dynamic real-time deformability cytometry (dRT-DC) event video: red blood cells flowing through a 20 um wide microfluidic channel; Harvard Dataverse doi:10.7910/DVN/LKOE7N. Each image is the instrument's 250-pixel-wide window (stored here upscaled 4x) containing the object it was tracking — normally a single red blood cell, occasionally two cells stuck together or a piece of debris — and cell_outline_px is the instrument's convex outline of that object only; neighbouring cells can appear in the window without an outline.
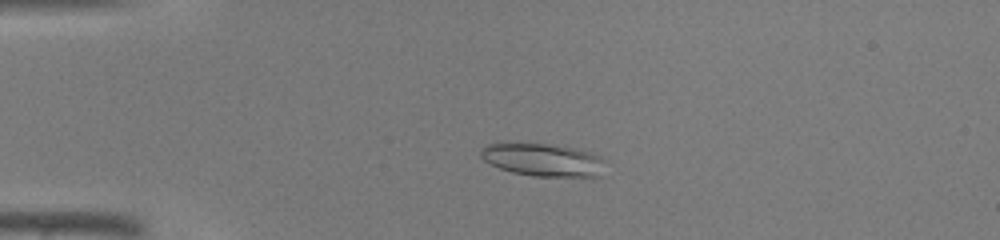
{"species": "common noctule bat (a hibernating species)", "species_latin": "Nyctalus noctula", "temperature_condition": "warm", "stored_images_in_passage": 40, "camera_frame_rate_fps": 3000, "um_per_image_px": 0.085, "animal": {"sex": "male", "body_mass_g": 19.0, "forearm_length_mm": 50.8}, "frame": {"image": 1, "passage_image": 6, "time_ms": 1.667, "image_size_px": [1000, 240], "cell_outline_px": [[608, 160], [600, 176], [532, 176], [512, 172], [500, 168], [484, 160], [480, 156], [480, 148], [488, 144], [544, 144], [576, 148], [592, 152]], "centroid_in_image_um": [46.22, 13.59], "position_along_channel_um": 38.8, "area_um2": 23.76}}
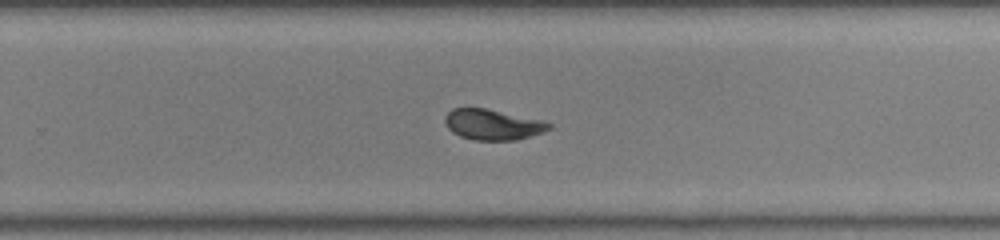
{"frame": {"image": 2, "passage_image": 25, "time_ms": 8.0, "image_size_px": [1000, 240], "cell_outline_px": [[552, 128], [544, 132], [516, 140], [476, 140], [460, 136], [452, 132], [448, 128], [444, 120], [444, 116], [452, 108], [488, 108], [544, 120], [552, 124]], "centroid_in_image_um": [41.91, 10.57], "position_along_channel_um": 287.9, "area_um2": 18.79}}
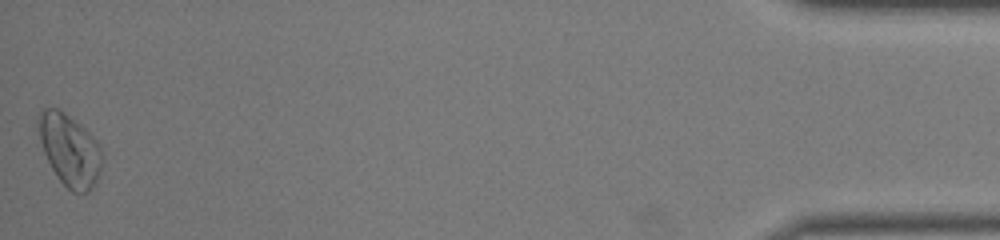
{"frame": {"image": 3, "passage_image": 40, "time_ms": 13.0, "image_size_px": [1000, 240], "cell_outline_px": [[104, 160], [96, 180], [92, 188], [88, 192], [72, 192], [56, 176], [44, 152], [40, 140], [36, 124], [36, 116], [44, 108], [56, 108], [64, 112], [80, 124], [100, 144], [104, 152]], "centroid_in_image_um": [5.93, 12.73], "position_along_channel_um": 429.3, "area_um2": 26.88}}